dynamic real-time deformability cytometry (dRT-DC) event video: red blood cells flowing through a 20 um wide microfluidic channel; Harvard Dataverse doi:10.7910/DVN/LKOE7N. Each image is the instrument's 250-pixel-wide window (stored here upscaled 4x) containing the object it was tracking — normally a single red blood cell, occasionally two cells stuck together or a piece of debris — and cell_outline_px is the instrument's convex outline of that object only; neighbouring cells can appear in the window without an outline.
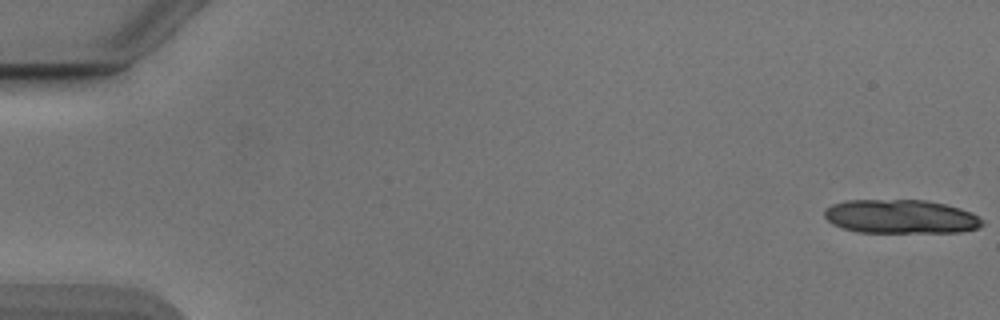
{"species": "Egyptian fruit bat (a non-hibernating species)", "species_latin": "Rousettus aegyptiacus", "temperature_condition": "cold", "stored_images_in_passage": 33, "segment_of_instrument_passage": [1, 2], "camera_frame_rate_fps": 3000, "um_per_image_px": 0.085, "animal": {"sex": "male"}, "frame": {"image": 1, "passage_image": 1, "time_ms": 0.0, "image_size_px": [1000, 320], "cell_outline_px": [[984, 224], [980, 228], [960, 232], [860, 232], [844, 228], [832, 224], [824, 216], [824, 208], [832, 204], [844, 200], [928, 200], [960, 208], [972, 212], [980, 216], [984, 220]], "centroid_in_image_um": [76.6, 18.4], "position_along_channel_um": 8.4, "area_um2": 31.44}}